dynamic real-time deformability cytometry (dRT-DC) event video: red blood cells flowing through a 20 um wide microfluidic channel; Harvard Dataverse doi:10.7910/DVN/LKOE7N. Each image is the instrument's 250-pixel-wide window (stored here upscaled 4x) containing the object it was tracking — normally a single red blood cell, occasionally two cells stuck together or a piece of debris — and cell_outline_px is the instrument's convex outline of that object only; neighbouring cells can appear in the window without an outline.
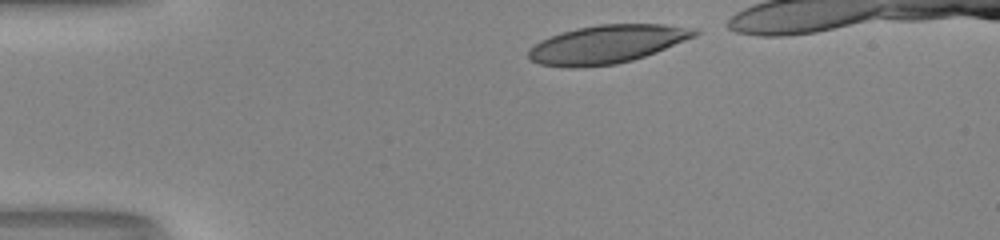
{"species": "human", "species_latin": "Homo sapiens", "temperature_condition": "room temperature", "stored_images_in_passage": 33, "camera_frame_rate_fps": 3000, "um_per_image_px": 0.085, "donor": {"sex": "male"}, "frame": {"image": 1, "passage_image": 1, "time_ms": 0.0, "image_size_px": [1000, 240], "cell_outline_px": [[700, 32], [696, 36], [656, 52], [632, 60], [616, 64], [580, 68], [568, 68], [540, 64], [532, 60], [528, 56], [528, 48], [540, 40], [576, 28], [600, 24], [664, 24], [700, 28]], "centroid_in_image_um": [51.62, 3.76], "position_along_channel_um": 33.4, "area_um2": 37.22}}
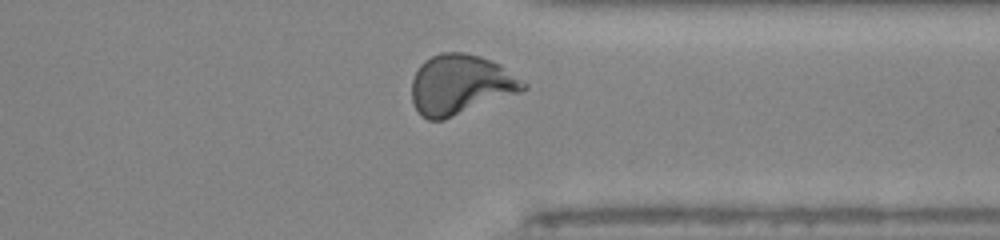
{"frame": {"image": 2, "passage_image": 30, "time_ms": 9.667, "image_size_px": [1000, 240], "cell_outline_px": [[528, 88], [520, 92], [444, 120], [428, 120], [420, 116], [412, 100], [412, 80], [420, 64], [424, 60], [440, 52], [464, 52], [480, 56], [500, 64], [528, 84]], "centroid_in_image_um": [39.13, 7.19], "position_along_channel_um": 372.3, "area_um2": 39.02}, "authors_computed_cell_mechanics": {"area_um2": 36.9342, "velocity_mm_per_s": 4.1413, "shape_relaxation_time_tau1_ms": 7.7082, "shape_relaxation_time_tau2_ms": 1.5634, "deformation_change_tau1": 0.2381, "deformation_change_tau2": 0.073}}